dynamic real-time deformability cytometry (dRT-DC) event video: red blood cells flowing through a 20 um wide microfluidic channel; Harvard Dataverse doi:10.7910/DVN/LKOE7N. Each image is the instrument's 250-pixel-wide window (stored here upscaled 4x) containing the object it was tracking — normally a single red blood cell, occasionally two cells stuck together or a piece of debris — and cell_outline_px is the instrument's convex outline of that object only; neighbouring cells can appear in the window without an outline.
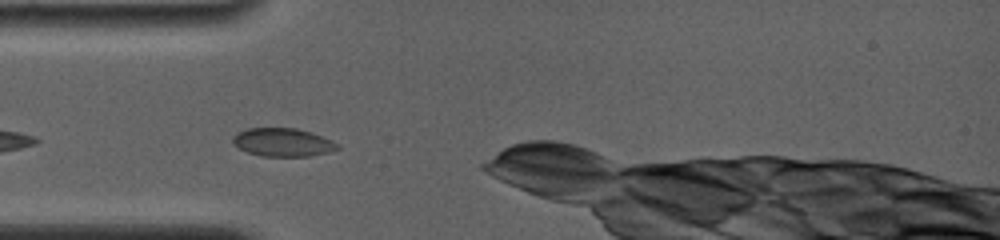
{"species": "common noctule bat (a hibernating species)", "species_latin": "Nyctalus noctula", "temperature_condition": "room temperature", "stored_images_in_passage": 6, "camera_frame_rate_fps": 4000, "um_per_image_px": 0.085, "animal": {"sex": "female", "body_mass_g": 19.0, "forearm_length_mm": 56.7}, "frame": {"image": 1, "passage_image": 4, "time_ms": 1.0, "image_size_px": [1000, 240], "cell_outline_px": [[340, 148], [328, 152], [308, 156], [264, 156], [248, 152], [240, 148], [232, 140], [232, 136], [236, 132], [248, 128], [296, 128], [312, 132], [332, 140], [340, 144]], "centroid_in_image_um": [24.06, 12.08], "position_along_channel_um": 60.9, "area_um2": 17.22}}